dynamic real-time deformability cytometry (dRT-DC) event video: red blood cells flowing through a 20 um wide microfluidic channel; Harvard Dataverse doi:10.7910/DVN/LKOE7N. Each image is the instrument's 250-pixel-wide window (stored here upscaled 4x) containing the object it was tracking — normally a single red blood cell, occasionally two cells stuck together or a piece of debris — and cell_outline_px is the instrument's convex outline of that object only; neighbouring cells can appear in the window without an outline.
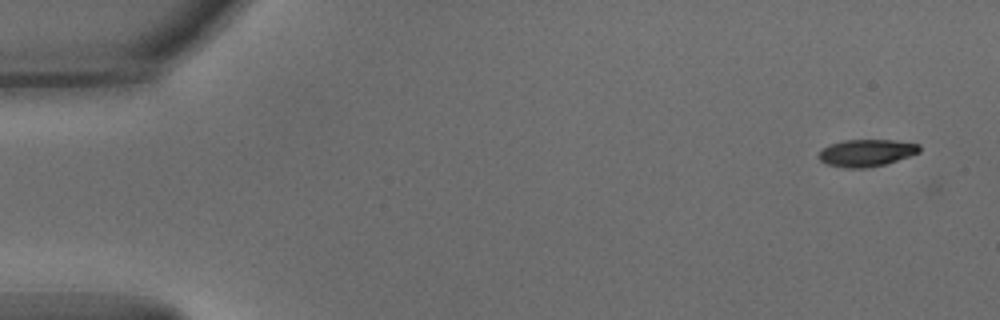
{"species": "common noctule bat (a hibernating species)", "species_latin": "Nyctalus noctula", "temperature_condition": "warm", "stored_images_in_passage": 51, "camera_frame_rate_fps": 3000, "um_per_image_px": 0.085, "animal": {"sex": "male", "body_mass_g": 15.6}, "frame": {"image": 1, "passage_image": 1, "time_ms": 0.0, "image_size_px": [1000, 320], "cell_outline_px": [[920, 152], [884, 164], [864, 168], [844, 168], [828, 164], [820, 160], [816, 156], [828, 144], [844, 140], [892, 140], [920, 144]], "centroid_in_image_um": [73.61, 12.99], "position_along_channel_um": 11.4, "area_um2": 15.78}}
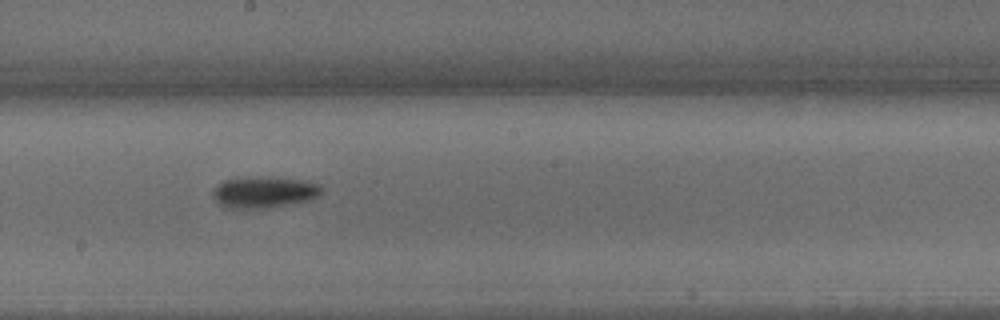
{"frame": {"image": 2, "passage_image": 28, "time_ms": 9.0, "image_size_px": [1000, 320], "cell_outline_px": [[324, 188], [320, 196], [308, 200], [268, 208], [224, 208], [212, 196], [212, 192], [216, 184], [224, 180], [300, 180], [320, 184]], "centroid_in_image_um": [22.45, 16.4], "position_along_channel_um": 225.8, "area_um2": 18.84}}
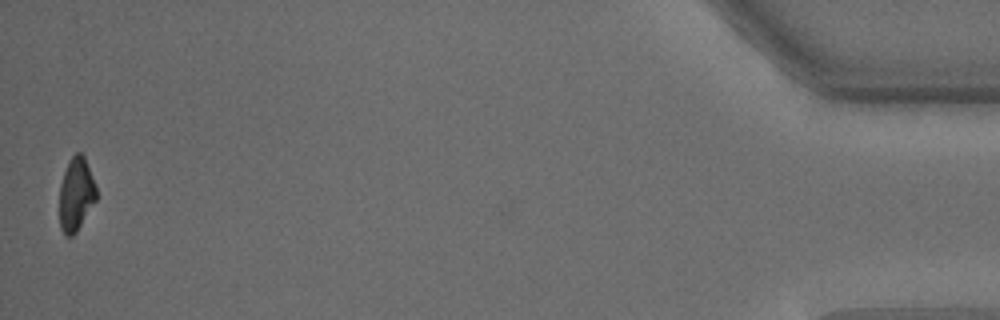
{"frame": {"image": 3, "passage_image": 51, "time_ms": 16.667, "image_size_px": [1000, 320], "cell_outline_px": [[96, 200], [76, 232], [72, 236], [64, 236], [60, 228], [60, 184], [68, 160], [76, 152], [80, 152], [84, 156], [96, 188]], "centroid_in_image_um": [6.45, 16.52], "position_along_channel_um": 428.8, "area_um2": 15.61}, "authors_computed_cell_mechanics": {"area_um2": 17.629, "velocity_mm_per_s": 3.8191, "shape_relaxation_time_tau1_ms": 3.2038, "shape_relaxation_time_tau2_ms": 7.6011, "deformation_change_tau1": 0.1475, "deformation_change_tau2": 0.1566}}